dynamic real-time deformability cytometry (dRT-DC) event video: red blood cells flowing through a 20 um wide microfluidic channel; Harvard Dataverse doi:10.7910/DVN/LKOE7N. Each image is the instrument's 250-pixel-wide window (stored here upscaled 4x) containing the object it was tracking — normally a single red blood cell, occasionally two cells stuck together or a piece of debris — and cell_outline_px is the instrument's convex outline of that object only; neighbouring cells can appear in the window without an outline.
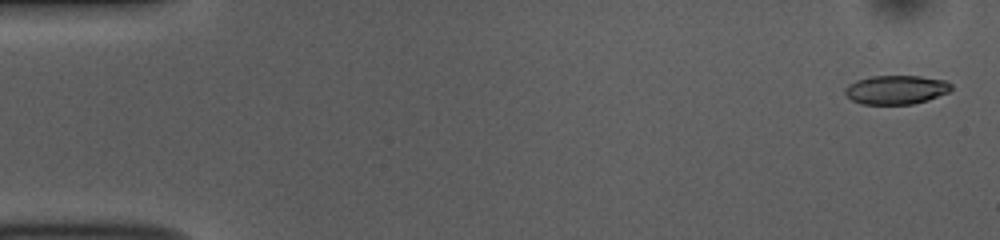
{"species": "common noctule bat (a hibernating species)", "species_latin": "Nyctalus noctula", "temperature_condition": "room temperature", "stored_images_in_passage": 53, "camera_frame_rate_fps": 3000, "um_per_image_px": 0.085, "animal": {"sex": "female", "body_mass_g": 10.0, "forearm_length_mm": 53.1}, "frame": {"image": 1, "passage_image": 2, "time_ms": 0.333, "image_size_px": [1000, 240], "cell_outline_px": [[952, 88], [948, 92], [928, 100], [912, 104], [860, 104], [852, 100], [844, 92], [844, 88], [848, 84], [856, 80], [872, 76], [920, 76], [944, 80], [952, 84]], "centroid_in_image_um": [76.15, 7.62], "position_along_channel_um": 8.8, "area_um2": 17.92}}
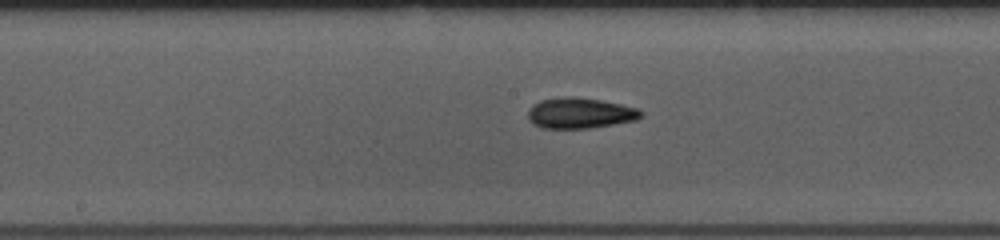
{"frame": {"image": 2, "passage_image": 27, "time_ms": 8.667, "image_size_px": [1000, 240], "cell_outline_px": [[644, 116], [636, 120], [588, 128], [544, 128], [532, 124], [528, 120], [528, 112], [532, 104], [540, 100], [564, 96], [572, 96], [600, 100], [640, 108], [644, 112]], "centroid_in_image_um": [49.31, 9.6], "position_along_channel_um": 198.9, "area_um2": 20.35}}
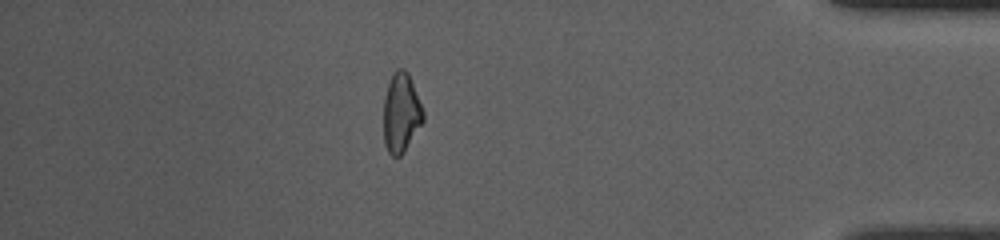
{"frame": {"image": 3, "passage_image": 46, "time_ms": 15.0, "image_size_px": [1000, 240], "cell_outline_px": [[424, 120], [404, 152], [400, 156], [392, 156], [388, 152], [384, 144], [384, 96], [392, 72], [396, 68], [404, 68], [408, 72], [424, 112]], "centroid_in_image_um": [34.09, 9.57], "position_along_channel_um": 401.1, "area_um2": 18.38}, "authors_computed_cell_mechanics": {"area_um2": 18.5538, "velocity_mm_per_s": 3.8257, "shape_relaxation_time_tau1_ms": 4.2648, "shape_relaxation_time_tau2_ms": 2.3362, "deformation_change_tau1": 0.1482, "deformation_change_tau2": 0.0977}}